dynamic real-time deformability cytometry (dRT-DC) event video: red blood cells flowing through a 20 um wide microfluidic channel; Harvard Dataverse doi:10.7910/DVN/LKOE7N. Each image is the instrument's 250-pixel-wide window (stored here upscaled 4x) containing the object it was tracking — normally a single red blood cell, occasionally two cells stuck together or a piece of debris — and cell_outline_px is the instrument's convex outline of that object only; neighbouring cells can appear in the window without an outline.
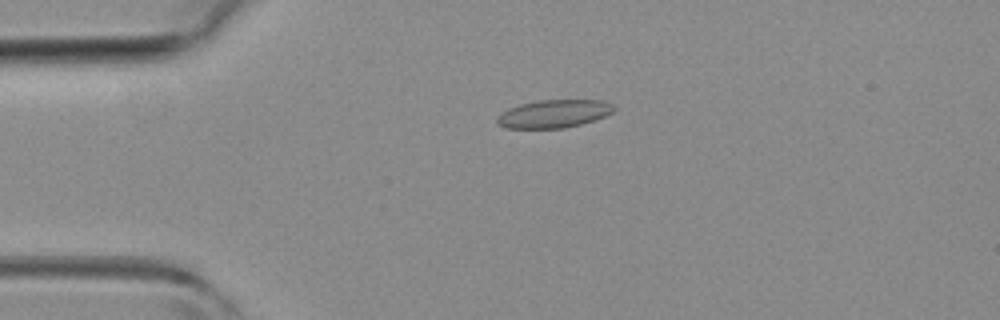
{"species": "common noctule bat (a hibernating species)", "species_latin": "Nyctalus noctula", "temperature_condition": "room temperature", "stored_images_in_passage": 36, "camera_frame_rate_fps": 3000, "um_per_image_px": 0.085, "animal": {"sex": "female", "body_mass_g": 19.3, "forearm_length_mm": 54.1}, "frame": {"image": 1, "passage_image": 2, "time_ms": 0.333, "image_size_px": [1000, 320], "cell_outline_px": [[616, 108], [612, 112], [604, 116], [580, 124], [564, 128], [504, 128], [496, 124], [496, 116], [508, 108], [520, 104], [536, 100], [604, 100], [612, 104]], "centroid_in_image_um": [47.02, 9.66], "position_along_channel_um": 38.0, "area_um2": 19.13}}
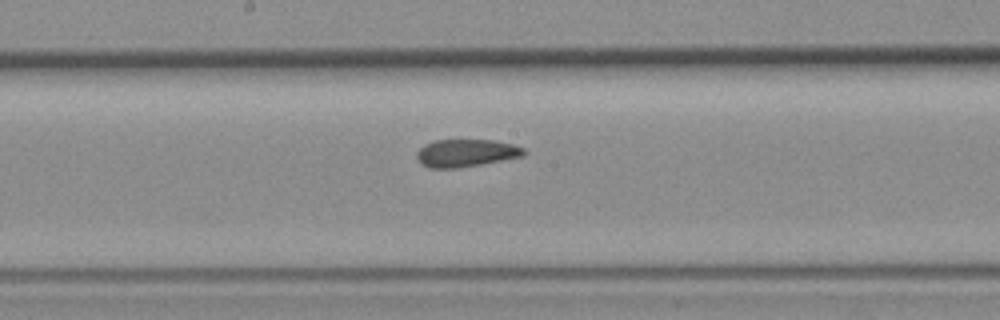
{"frame": {"image": 2, "passage_image": 15, "time_ms": 4.667, "image_size_px": [1000, 320], "cell_outline_px": [[528, 152], [524, 156], [480, 164], [456, 168], [428, 168], [420, 164], [416, 156], [416, 152], [424, 144], [436, 140], [492, 140], [512, 144], [524, 148]], "centroid_in_image_um": [39.59, 13.01], "position_along_channel_um": 208.6, "area_um2": 17.28}}
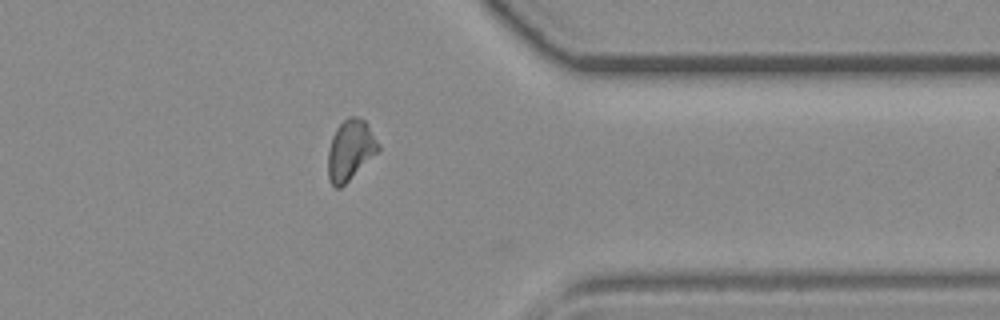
{"frame": {"image": 3, "passage_image": 27, "time_ms": 8.667, "image_size_px": [1000, 320], "cell_outline_px": [[380, 148], [340, 188], [336, 188], [328, 180], [328, 148], [332, 136], [336, 128], [348, 116], [360, 116], [368, 124], [380, 144]], "centroid_in_image_um": [29.76, 12.71], "position_along_channel_um": 381.6, "area_um2": 17.51}}